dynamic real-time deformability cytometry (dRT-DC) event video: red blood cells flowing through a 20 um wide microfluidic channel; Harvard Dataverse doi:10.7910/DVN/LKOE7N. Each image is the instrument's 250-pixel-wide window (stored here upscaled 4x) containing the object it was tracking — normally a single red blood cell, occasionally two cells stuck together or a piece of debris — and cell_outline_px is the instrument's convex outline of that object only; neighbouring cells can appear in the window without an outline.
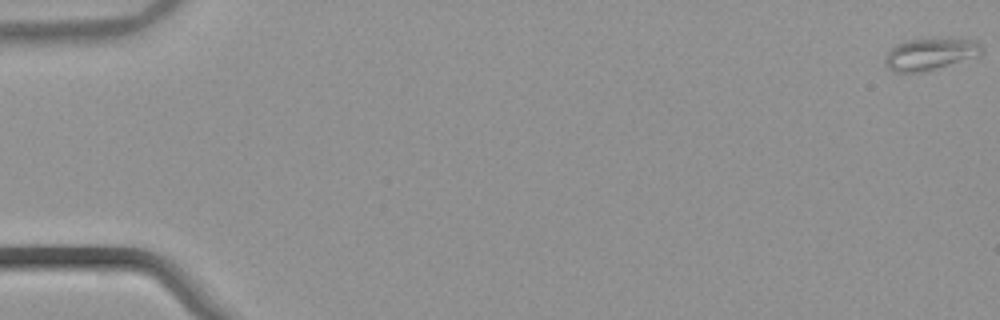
{"species": "common noctule bat (a hibernating species)", "species_latin": "Nyctalus noctula", "temperature_condition": "warm", "stored_images_in_passage": 54, "camera_frame_rate_fps": 3000, "um_per_image_px": 0.085, "animal": {"sex": "male", "body_mass_g": 21.5, "forearm_length_mm": 52.0}, "frame": {"image": 1, "passage_image": 1, "time_ms": 0.0, "image_size_px": [1000, 320], "cell_outline_px": [[984, 48], [976, 56], [928, 72], [896, 72], [888, 68], [884, 60], [884, 56], [896, 44], [904, 40], [948, 36], [956, 36], [972, 40], [980, 44]], "centroid_in_image_um": [79.07, 4.55], "position_along_channel_um": 5.9, "area_um2": 18.67}}
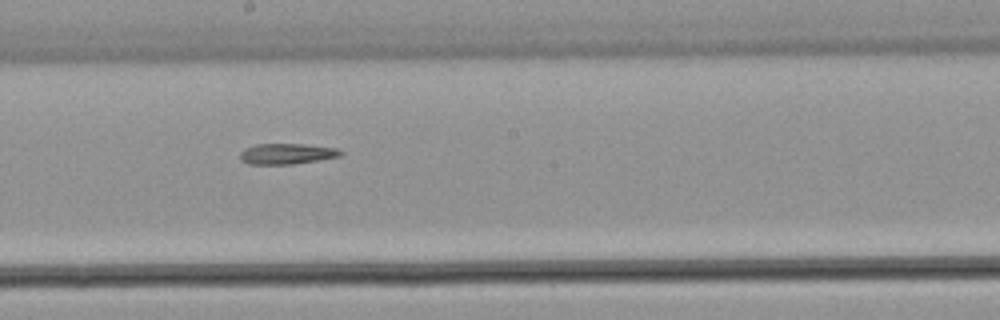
{"frame": {"image": 2, "passage_image": 31, "time_ms": 10.0, "image_size_px": [1000, 320], "cell_outline_px": [[344, 152], [340, 156], [292, 164], [248, 164], [240, 160], [240, 152], [244, 148], [256, 144], [304, 144], [336, 148]], "centroid_in_image_um": [24.33, 13.07], "position_along_channel_um": 223.9, "area_um2": 12.08}}
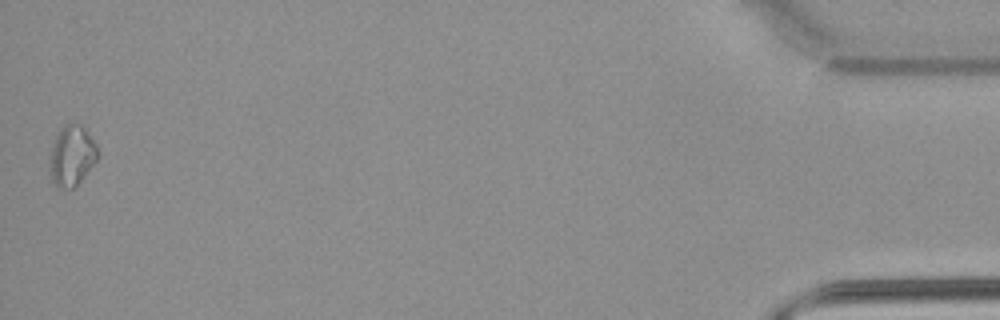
{"frame": {"image": 3, "passage_image": 54, "time_ms": 17.667, "image_size_px": [1000, 320], "cell_outline_px": [[100, 156], [84, 176], [72, 188], [56, 188], [52, 180], [52, 148], [56, 132], [64, 124], [80, 124], [84, 128], [96, 144], [100, 152]], "centroid_in_image_um": [6.15, 13.21], "position_along_channel_um": 429.1, "area_um2": 16.53}}